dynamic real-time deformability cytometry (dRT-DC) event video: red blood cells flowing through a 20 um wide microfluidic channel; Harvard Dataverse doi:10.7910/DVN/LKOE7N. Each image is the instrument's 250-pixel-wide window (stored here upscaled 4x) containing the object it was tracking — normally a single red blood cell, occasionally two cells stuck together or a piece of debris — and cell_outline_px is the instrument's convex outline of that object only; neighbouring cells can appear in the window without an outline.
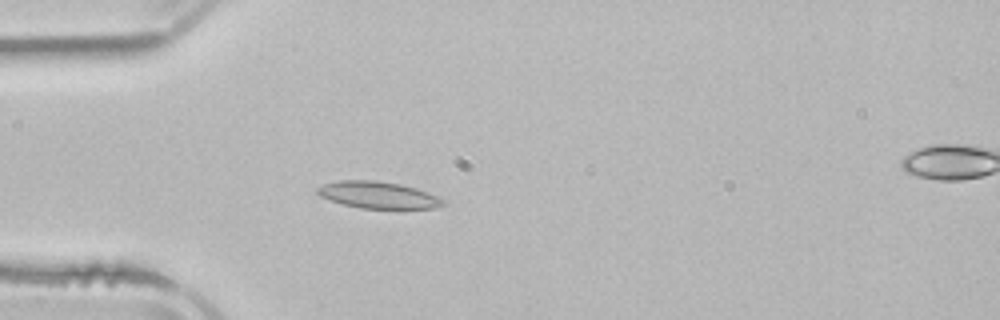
{"species": "common noctule bat (a hibernating species)", "species_latin": "Nyctalus noctula", "temperature_condition": "room temperature", "stored_images_in_passage": 5, "segment_of_instrument_passage": [1, 2], "camera_frame_rate_fps": 3000, "um_per_image_px": 0.085, "animal": {"sex": "male", "body_mass_g": 21.5, "forearm_length_mm": 52.0}, "frame": {"image": 1, "passage_image": 4, "time_ms": 4.333, "image_size_px": [1000, 320], "cell_outline_px": [[448, 204], [436, 208], [360, 208], [344, 204], [320, 196], [316, 192], [316, 188], [324, 184], [336, 180], [376, 180], [400, 184], [416, 188], [440, 196]], "centroid_in_image_um": [32.18, 16.56], "position_along_channel_um": 52.8, "area_um2": 19.71}}